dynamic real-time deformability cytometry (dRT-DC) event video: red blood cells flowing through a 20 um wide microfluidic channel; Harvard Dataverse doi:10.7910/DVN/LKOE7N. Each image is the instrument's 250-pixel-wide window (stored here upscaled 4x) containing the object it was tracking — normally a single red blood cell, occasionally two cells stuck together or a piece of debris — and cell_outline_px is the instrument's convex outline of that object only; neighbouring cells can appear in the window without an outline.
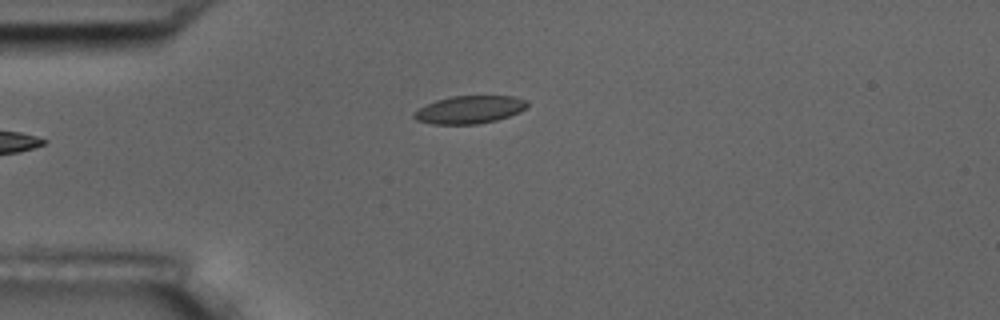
{"species": "common noctule bat (a hibernating species)", "species_latin": "Nyctalus noctula", "temperature_condition": "room temperature", "stored_images_in_passage": 5, "camera_frame_rate_fps": 3000, "um_per_image_px": 0.085, "animal": {"sex": "male", "body_mass_g": 17.5, "forearm_length_mm": 52.3}, "frame": {"image": 1, "passage_image": 5, "time_ms": 1.333, "image_size_px": [1000, 320], "cell_outline_px": [[528, 108], [520, 112], [496, 120], [476, 124], [432, 124], [416, 120], [412, 116], [412, 112], [436, 100], [452, 96], [512, 96], [528, 100]], "centroid_in_image_um": [39.92, 9.32], "position_along_channel_um": 45.1, "area_um2": 18.38}}